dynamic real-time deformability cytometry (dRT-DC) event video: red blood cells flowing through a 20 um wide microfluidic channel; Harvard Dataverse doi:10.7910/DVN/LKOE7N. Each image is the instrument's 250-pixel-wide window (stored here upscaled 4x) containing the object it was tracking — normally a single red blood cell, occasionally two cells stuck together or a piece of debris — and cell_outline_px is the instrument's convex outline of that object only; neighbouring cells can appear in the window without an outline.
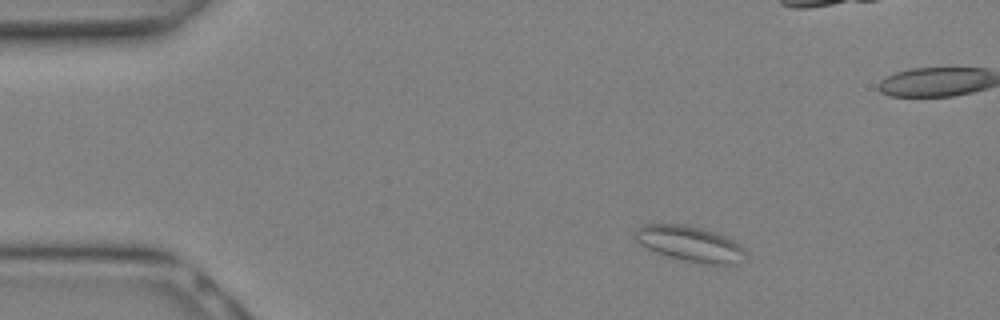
{"species": "Egyptian fruit bat (a non-hibernating species)", "species_latin": "Rousettus aegyptiacus", "temperature_condition": "warm", "stored_images_in_passage": 8, "camera_frame_rate_fps": 3000, "um_per_image_px": 0.085, "animal": {"sex": "female"}, "frame": {"image": 1, "passage_image": 3, "time_ms": 0.667, "image_size_px": [1000, 320], "cell_outline_px": [[744, 252], [732, 264], [708, 264], [684, 260], [668, 256], [656, 252], [640, 244], [636, 240], [636, 228], [640, 224], [688, 224], [716, 232], [740, 244], [744, 248]], "centroid_in_image_um": [58.58, 20.68], "position_along_channel_um": 26.4, "area_um2": 22.37}}